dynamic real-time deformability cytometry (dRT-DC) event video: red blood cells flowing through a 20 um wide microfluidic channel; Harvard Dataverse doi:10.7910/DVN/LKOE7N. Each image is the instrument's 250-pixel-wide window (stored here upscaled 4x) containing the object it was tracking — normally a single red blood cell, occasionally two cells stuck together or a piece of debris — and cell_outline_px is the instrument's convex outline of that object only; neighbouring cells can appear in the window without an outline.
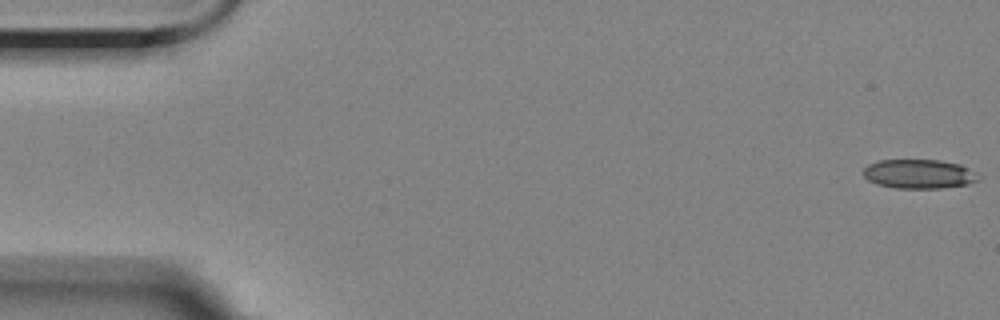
{"species": "Egyptian fruit bat (a non-hibernating species)", "species_latin": "Rousettus aegyptiacus", "temperature_condition": "room temperature", "stored_images_in_passage": 56, "camera_frame_rate_fps": 3000, "um_per_image_px": 0.085, "animal": {"sex": "female"}, "frame": {"image": 1, "passage_image": 1, "time_ms": 0.0, "image_size_px": [1000, 320], "cell_outline_px": [[976, 180], [968, 184], [944, 188], [896, 188], [876, 184], [868, 180], [864, 176], [864, 168], [868, 164], [880, 160], [940, 160], [960, 164], [968, 168]], "centroid_in_image_um": [78.03, 14.78], "position_along_channel_um": 7.0, "area_um2": 19.25}}
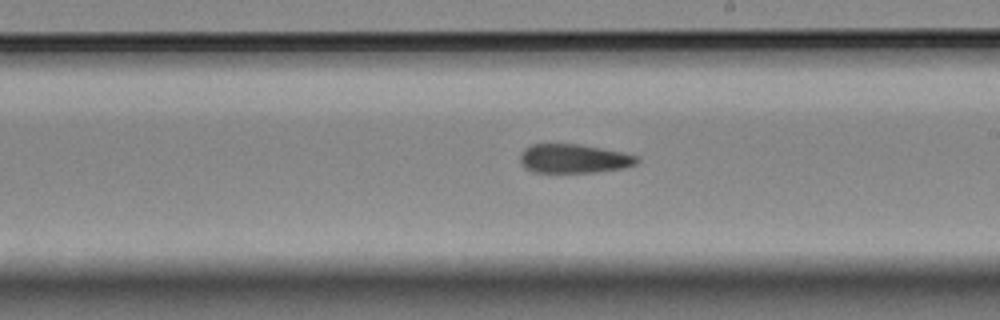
{"frame": {"image": 2, "passage_image": 32, "time_ms": 10.333, "image_size_px": [1000, 320], "cell_outline_px": [[640, 160], [636, 164], [624, 168], [592, 172], [532, 172], [524, 168], [520, 164], [520, 152], [524, 148], [532, 144], [576, 144], [624, 152], [636, 156]], "centroid_in_image_um": [48.73, 13.48], "position_along_channel_um": 240.3, "area_um2": 19.77}}
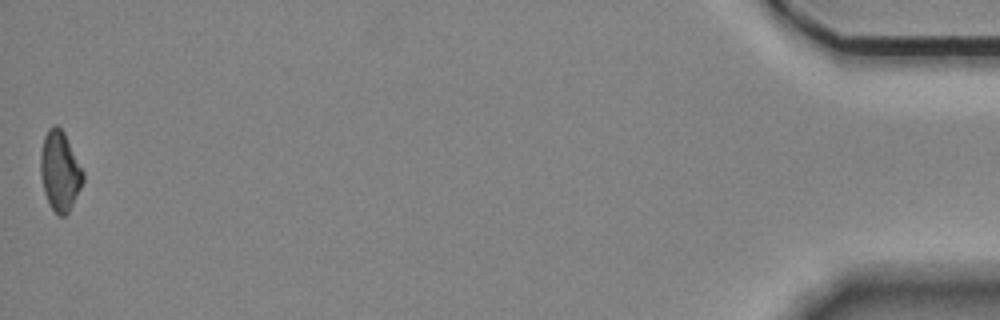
{"frame": {"image": 3, "passage_image": 56, "time_ms": 18.333, "image_size_px": [1000, 320], "cell_outline_px": [[84, 180], [68, 212], [64, 216], [60, 216], [52, 208], [44, 192], [40, 172], [40, 152], [44, 136], [48, 128], [52, 124], [56, 124], [64, 132], [84, 172]], "centroid_in_image_um": [5.08, 14.49], "position_along_channel_um": 430.1, "area_um2": 19.59}, "authors_computed_cell_mechanics": {"area_um2": 20.2589, "velocity_mm_per_s": 3.5623, "shape_relaxation_time_tau1_ms": null, "shape_relaxation_time_tau2_ms": 6.1351, "deformation_change_tau1": null, "deformation_change_tau2": 0.1528}}